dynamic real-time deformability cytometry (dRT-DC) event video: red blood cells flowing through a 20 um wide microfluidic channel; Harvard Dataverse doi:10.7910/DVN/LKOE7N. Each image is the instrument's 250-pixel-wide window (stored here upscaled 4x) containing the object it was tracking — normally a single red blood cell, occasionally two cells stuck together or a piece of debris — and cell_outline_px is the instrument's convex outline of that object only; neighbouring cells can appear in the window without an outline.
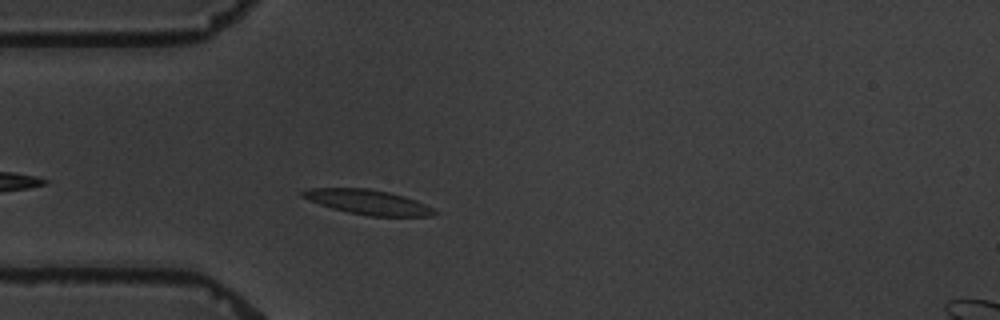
{"species": "common noctule bat (a hibernating species)", "species_latin": "Nyctalus noctula", "temperature_condition": "warm", "stored_images_in_passage": 2, "camera_frame_rate_fps": 3000, "um_per_image_px": 0.085, "animal": {"sex": "male", "body_mass_g": 19.5, "forearm_length_mm": 54.6}, "frame": {"image": 1, "passage_image": 2, "time_ms": 1.0, "image_size_px": [1000, 320], "cell_outline_px": [[440, 212], [432, 216], [368, 216], [348, 212], [332, 208], [320, 204], [300, 196], [300, 192], [308, 188], [368, 188], [388, 192], [404, 196], [416, 200]], "centroid_in_image_um": [31.28, 17.17], "position_along_channel_um": 53.7, "area_um2": 18.96}}